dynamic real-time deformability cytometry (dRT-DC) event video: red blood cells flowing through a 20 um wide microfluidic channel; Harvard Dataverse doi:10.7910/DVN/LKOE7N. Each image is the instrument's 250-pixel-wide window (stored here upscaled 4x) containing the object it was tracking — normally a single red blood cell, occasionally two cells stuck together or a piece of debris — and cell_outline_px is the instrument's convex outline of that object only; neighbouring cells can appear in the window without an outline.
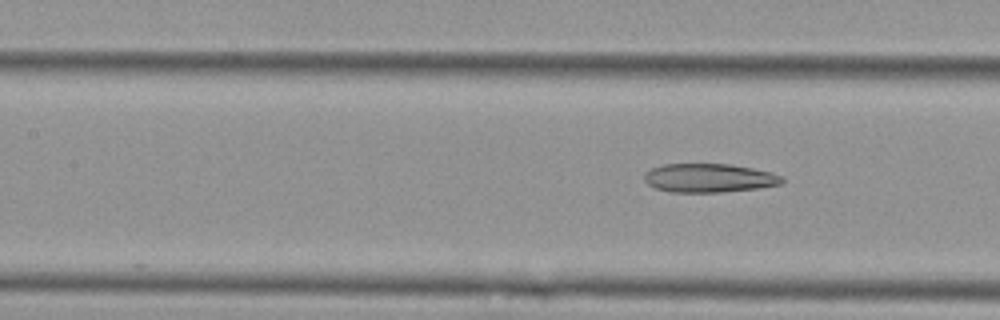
{"species": "Egyptian fruit bat (a non-hibernating species)", "species_latin": "Rousettus aegyptiacus", "temperature_condition": "cold", "stored_images_in_passage": 5, "segment_of_instrument_passage": [2, 2], "camera_frame_rate_fps": 3000, "um_per_image_px": 0.085, "animal": {"sex": "female"}, "frame": {"image": 1, "passage_image": 5, "time_ms": 6.0, "image_size_px": [1000, 320], "cell_outline_px": [[784, 180], [780, 184], [760, 188], [720, 192], [672, 192], [656, 188], [648, 184], [644, 180], [644, 176], [652, 168], [664, 164], [732, 164], [772, 172], [784, 176]], "centroid_in_image_um": [60.32, 15.13], "position_along_channel_um": 147.1, "area_um2": 23.06}}